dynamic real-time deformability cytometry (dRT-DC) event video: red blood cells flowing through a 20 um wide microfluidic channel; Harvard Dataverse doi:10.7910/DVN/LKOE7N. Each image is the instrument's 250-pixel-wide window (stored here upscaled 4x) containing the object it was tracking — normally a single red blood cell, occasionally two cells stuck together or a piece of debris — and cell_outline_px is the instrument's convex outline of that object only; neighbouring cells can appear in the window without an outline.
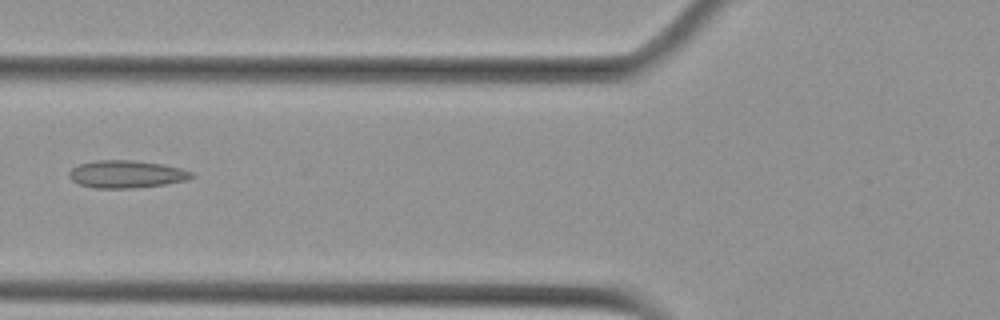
{"species": "Egyptian fruit bat (a non-hibernating species)", "species_latin": "Rousettus aegyptiacus", "temperature_condition": "cold", "stored_images_in_passage": 9, "camera_frame_rate_fps": 3000, "um_per_image_px": 0.085, "animal": {"sex": "female"}, "frame": {"image": 1, "passage_image": 6, "time_ms": 1.667, "image_size_px": [1000, 320], "cell_outline_px": [[196, 176], [188, 180], [164, 184], [132, 188], [96, 188], [80, 184], [72, 180], [68, 176], [68, 172], [72, 168], [80, 164], [96, 160], [132, 160], [164, 164], [180, 168], [192, 172]], "centroid_in_image_um": [10.76, 14.8], "position_along_channel_um": 115.0, "area_um2": 19.65}}
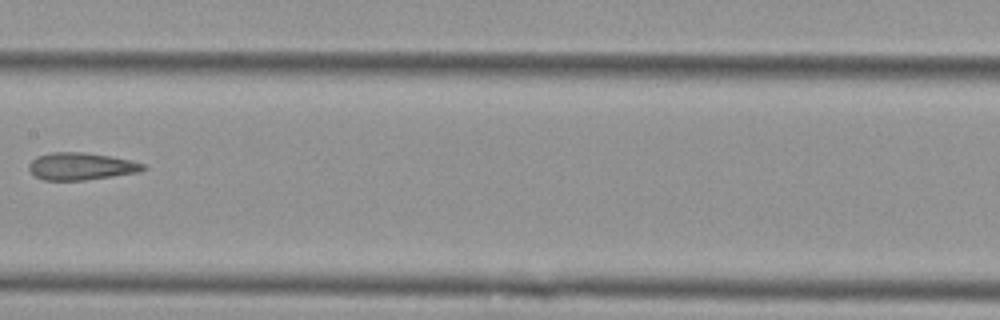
{"frame": {"image": 2, "passage_image": 8, "time_ms": 2.333, "image_size_px": [1000, 320], "cell_outline_px": [[148, 168], [140, 172], [84, 180], [44, 180], [36, 176], [28, 168], [28, 164], [36, 156], [52, 152], [84, 152], [112, 156], [144, 164]], "centroid_in_image_um": [6.89, 14.13], "position_along_channel_um": 200.5, "area_um2": 18.15}}
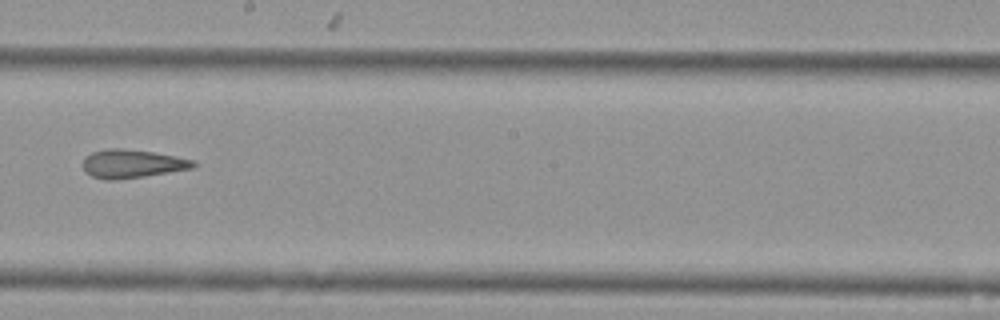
{"frame": {"image": 3, "passage_image": 9, "time_ms": 2.667, "image_size_px": [1000, 320], "cell_outline_px": [[196, 164], [192, 168], [144, 176], [112, 180], [108, 180], [92, 176], [84, 172], [84, 156], [92, 152], [108, 148], [120, 148], [152, 152], [176, 156], [196, 160]], "centroid_in_image_um": [11.22, 13.91], "position_along_channel_um": 237.0, "area_um2": 18.15}}